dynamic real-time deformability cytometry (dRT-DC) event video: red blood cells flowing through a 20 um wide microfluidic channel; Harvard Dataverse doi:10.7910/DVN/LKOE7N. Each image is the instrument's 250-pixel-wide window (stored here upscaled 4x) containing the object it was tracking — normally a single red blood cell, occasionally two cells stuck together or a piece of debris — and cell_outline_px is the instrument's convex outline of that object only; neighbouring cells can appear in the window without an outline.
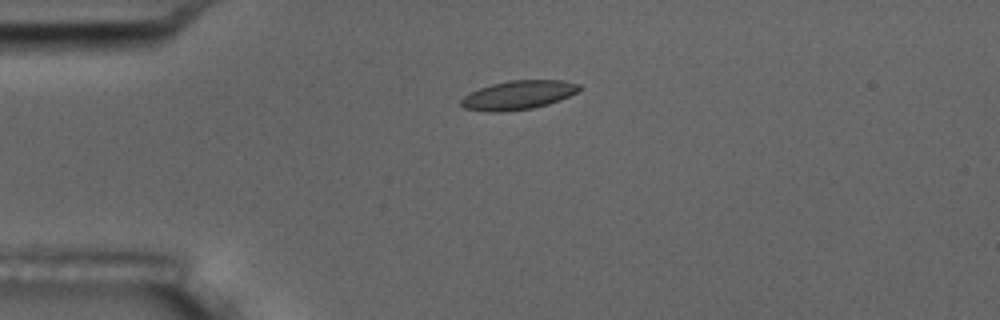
{"species": "common noctule bat (a hibernating species)", "species_latin": "Nyctalus noctula", "temperature_condition": "room temperature", "stored_images_in_passage": 2, "camera_frame_rate_fps": 3000, "um_per_image_px": 0.085, "animal": {"sex": "male", "body_mass_g": 17.5, "forearm_length_mm": 52.3}, "frame": {"image": 1, "passage_image": 2, "time_ms": 1.333, "image_size_px": [1000, 320], "cell_outline_px": [[580, 88], [576, 92], [560, 100], [548, 104], [532, 108], [500, 112], [488, 112], [464, 108], [460, 104], [460, 100], [464, 96], [480, 88], [492, 84], [508, 80], [564, 80], [580, 84]], "centroid_in_image_um": [44.04, 8.08], "position_along_channel_um": 41.0, "area_um2": 19.83}}